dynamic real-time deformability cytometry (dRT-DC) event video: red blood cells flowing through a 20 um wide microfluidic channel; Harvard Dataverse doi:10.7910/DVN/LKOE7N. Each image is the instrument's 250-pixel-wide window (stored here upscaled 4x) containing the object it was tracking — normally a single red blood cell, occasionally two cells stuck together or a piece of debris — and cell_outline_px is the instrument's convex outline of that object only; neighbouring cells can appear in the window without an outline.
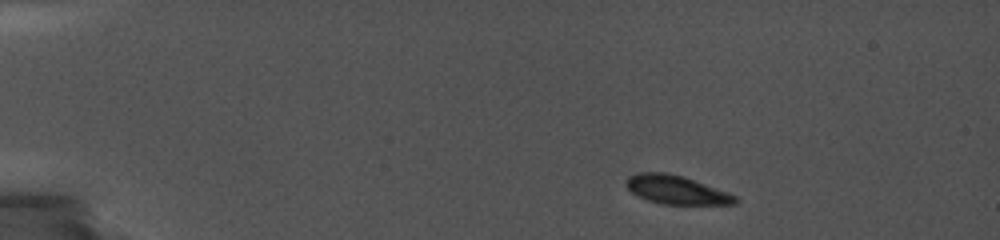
{"species": "common noctule bat (a hibernating species)", "species_latin": "Nyctalus noctula", "temperature_condition": "cold", "stored_images_in_passage": 5, "camera_frame_rate_fps": 5000, "um_per_image_px": 0.085, "animal": {"sex": "female", "body_mass_g": 19.0, "forearm_length_mm": 56.7}, "frame": {"image": 1, "passage_image": 1, "time_ms": 0.0, "image_size_px": [1000, 240], "cell_outline_px": [[736, 200], [732, 204], [664, 204], [648, 200], [632, 192], [628, 188], [628, 176], [640, 172], [664, 172], [680, 176], [692, 180], [736, 196]], "centroid_in_image_um": [57.44, 16.13], "position_along_channel_um": 27.6, "area_um2": 17.34}}
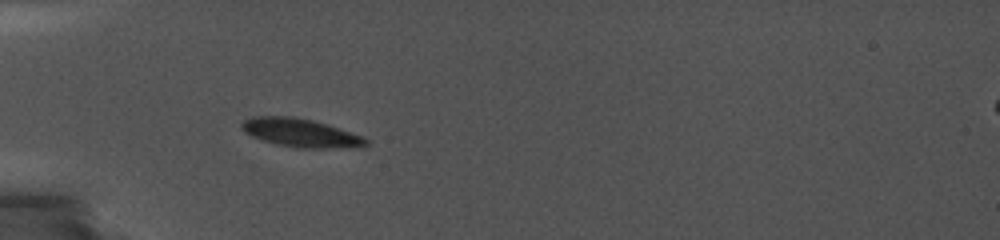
{"frame": {"image": 2, "passage_image": 4, "time_ms": 3.2, "image_size_px": [1000, 240], "cell_outline_px": [[368, 144], [360, 148], [296, 148], [276, 144], [252, 136], [244, 132], [240, 124], [244, 120], [252, 116], [292, 116], [312, 120], [360, 136], [368, 140]], "centroid_in_image_um": [25.52, 11.3], "position_along_channel_um": 59.5, "area_um2": 20.4}}